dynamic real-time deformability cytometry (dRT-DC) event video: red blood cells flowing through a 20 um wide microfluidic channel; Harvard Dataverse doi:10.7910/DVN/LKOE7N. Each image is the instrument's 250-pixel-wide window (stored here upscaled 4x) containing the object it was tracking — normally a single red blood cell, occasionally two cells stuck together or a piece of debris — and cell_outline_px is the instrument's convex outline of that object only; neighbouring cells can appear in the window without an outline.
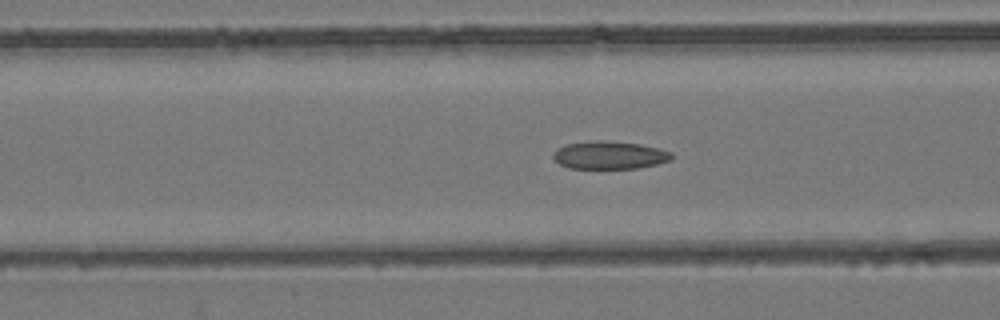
{"species": "common noctule bat (a hibernating species)", "species_latin": "Nyctalus noctula", "temperature_condition": "room temperature", "stored_images_in_passage": 54, "camera_frame_rate_fps": 3000, "um_per_image_px": 0.085, "animal": {"sex": "female", "body_mass_g": 24.6, "forearm_length_mm": 56.2}, "frame": {"image": 1, "passage_image": 21, "time_ms": 6.667, "image_size_px": [1000, 320], "cell_outline_px": [[672, 160], [656, 164], [636, 168], [568, 168], [560, 164], [552, 156], [560, 148], [568, 144], [596, 140], [640, 144], [660, 148], [672, 152]], "centroid_in_image_um": [51.86, 13.19], "position_along_channel_um": 114.7, "area_um2": 18.9}}
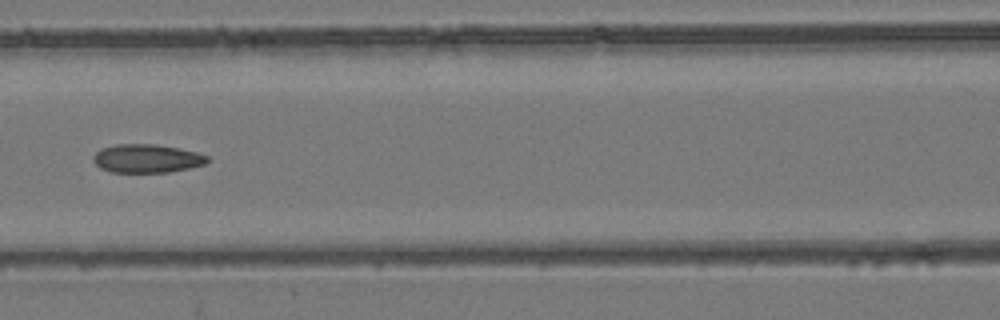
{"frame": {"image": 2, "passage_image": 24, "time_ms": 7.667, "image_size_px": [1000, 320], "cell_outline_px": [[208, 160], [204, 164], [188, 168], [168, 172], [112, 172], [100, 168], [92, 160], [92, 156], [100, 148], [116, 144], [156, 144], [180, 148], [196, 152], [208, 156]], "centroid_in_image_um": [12.44, 13.46], "position_along_channel_um": 154.2, "area_um2": 18.96}}